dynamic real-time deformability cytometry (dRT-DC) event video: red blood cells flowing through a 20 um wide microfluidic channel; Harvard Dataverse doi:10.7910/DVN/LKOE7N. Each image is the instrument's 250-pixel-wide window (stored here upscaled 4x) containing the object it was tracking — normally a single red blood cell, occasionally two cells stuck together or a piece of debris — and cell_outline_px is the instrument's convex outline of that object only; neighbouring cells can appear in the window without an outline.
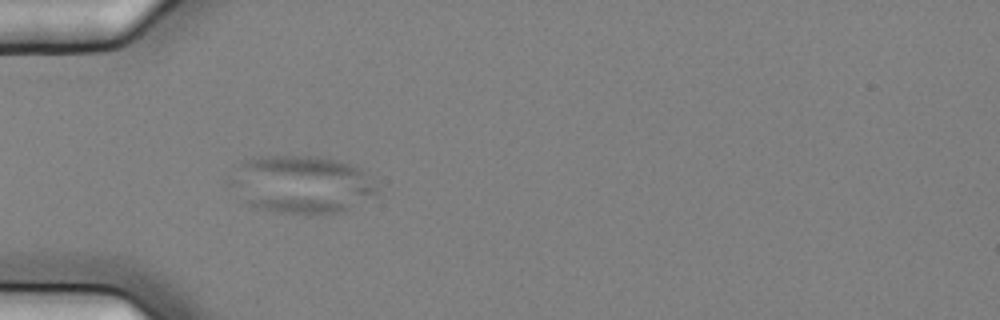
{"species": "common noctule bat (a hibernating species)", "species_latin": "Nyctalus noctula", "temperature_condition": "cold", "stored_images_in_passage": 6, "camera_frame_rate_fps": 3000, "um_per_image_px": 0.085, "animal": {"sex": "female", "body_mass_g": 25.1}, "frame": {"image": 1, "passage_image": 6, "time_ms": 1.667, "image_size_px": [1000, 320], "cell_outline_px": [[380, 192], [348, 212], [276, 212], [256, 208], [248, 204], [224, 180], [240, 160], [252, 156], [320, 156], [336, 160], [360, 168]], "centroid_in_image_um": [25.54, 15.65], "position_along_channel_um": 59.5, "area_um2": 49.82}}